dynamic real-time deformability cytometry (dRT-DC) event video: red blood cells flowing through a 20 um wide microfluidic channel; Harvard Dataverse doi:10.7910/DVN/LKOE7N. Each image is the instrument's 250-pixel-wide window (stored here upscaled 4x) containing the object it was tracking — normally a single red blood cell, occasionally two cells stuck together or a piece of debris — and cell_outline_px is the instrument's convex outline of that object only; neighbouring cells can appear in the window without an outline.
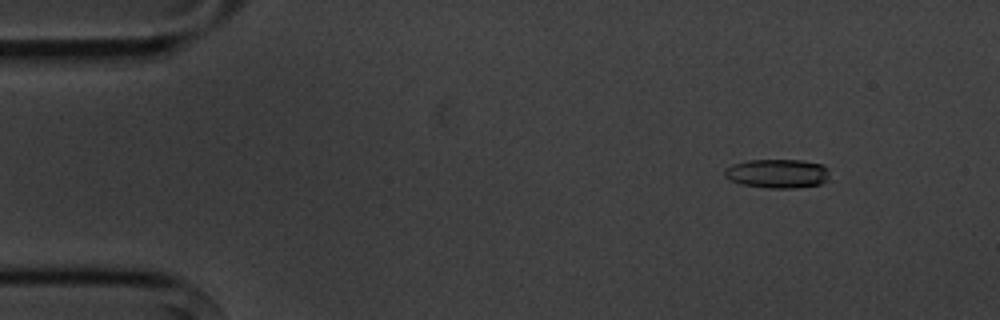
{"species": "common noctule bat (a hibernating species)", "species_latin": "Nyctalus noctula", "temperature_condition": "cold", "stored_images_in_passage": 5, "camera_frame_rate_fps": 3000, "um_per_image_px": 0.085, "animal": {"sex": "male", "body_mass_g": 20.1, "forearm_length_mm": 53.5}, "frame": {"image": 1, "passage_image": 2, "time_ms": 1.333, "image_size_px": [1000, 320], "cell_outline_px": [[828, 180], [820, 184], [796, 188], [768, 188], [740, 184], [728, 180], [724, 176], [724, 168], [732, 164], [748, 160], [804, 160], [824, 164], [828, 168]], "centroid_in_image_um": [66.07, 14.75], "position_along_channel_um": 18.9, "area_um2": 18.09}}
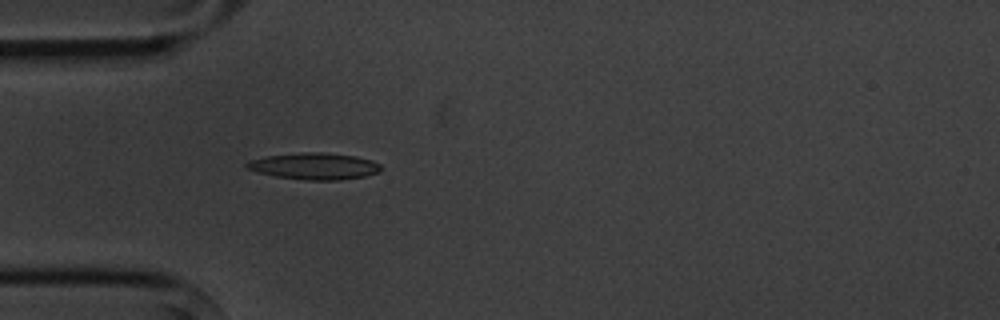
{"frame": {"image": 2, "passage_image": 5, "time_ms": 4.667, "image_size_px": [1000, 320], "cell_outline_px": [[384, 168], [380, 172], [364, 176], [340, 180], [308, 180], [276, 176], [260, 172], [248, 168], [244, 164], [248, 160], [268, 156], [300, 152], [324, 152], [356, 156], [372, 160], [380, 164]], "centroid_in_image_um": [26.78, 14.11], "position_along_channel_um": 58.2, "area_um2": 20.81}}